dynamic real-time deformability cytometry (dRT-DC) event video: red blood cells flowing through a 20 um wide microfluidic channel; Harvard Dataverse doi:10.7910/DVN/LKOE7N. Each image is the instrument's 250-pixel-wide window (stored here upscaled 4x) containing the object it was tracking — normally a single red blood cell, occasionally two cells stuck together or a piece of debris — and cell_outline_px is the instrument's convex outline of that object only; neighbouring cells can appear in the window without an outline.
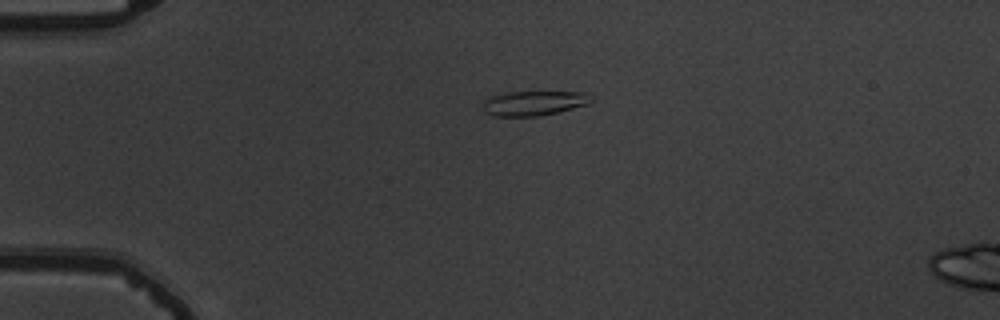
{"species": "common noctule bat (a hibernating species)", "species_latin": "Nyctalus noctula", "temperature_condition": "warm", "stored_images_in_passage": 42, "camera_frame_rate_fps": 3000, "um_per_image_px": 0.085, "animal": {"sex": "male", "body_mass_g": 19.5, "forearm_length_mm": 54.6}, "frame": {"image": 1, "passage_image": 1, "time_ms": 0.0, "image_size_px": [1000, 320], "cell_outline_px": [[592, 100], [588, 104], [540, 116], [492, 116], [484, 112], [480, 104], [480, 100], [488, 96], [508, 92], [588, 92], [592, 96]], "centroid_in_image_um": [45.28, 8.76], "position_along_channel_um": 39.7, "area_um2": 15.9}}
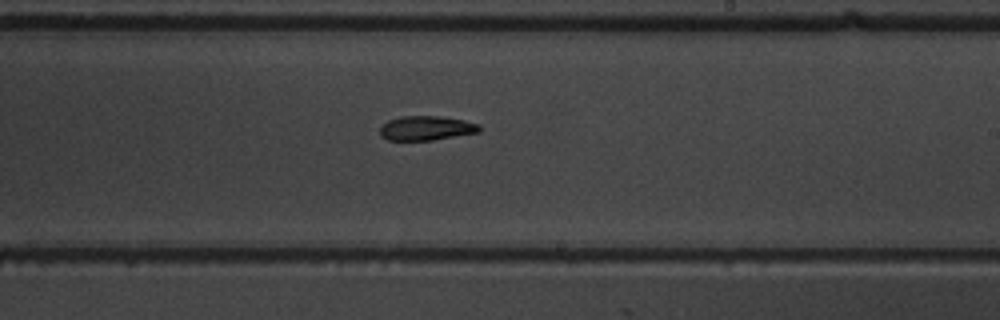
{"frame": {"image": 2, "passage_image": 21, "time_ms": 6.667, "image_size_px": [1000, 320], "cell_outline_px": [[480, 132], [432, 140], [388, 140], [380, 136], [380, 124], [388, 120], [400, 116], [440, 116], [464, 120], [480, 124]], "centroid_in_image_um": [36.21, 10.88], "position_along_channel_um": 252.8, "area_um2": 14.28}}
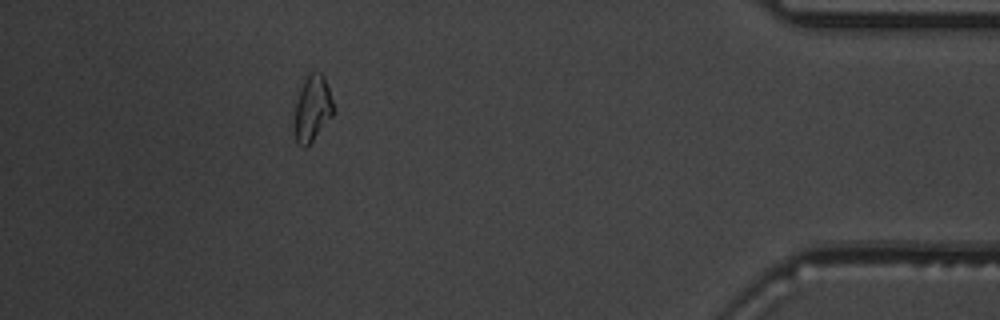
{"frame": {"image": 3, "passage_image": 37, "time_ms": 12.0, "image_size_px": [1000, 320], "cell_outline_px": [[336, 108], [332, 116], [312, 140], [304, 148], [296, 144], [292, 128], [296, 100], [300, 88], [308, 72], [320, 72], [324, 76]], "centroid_in_image_um": [26.52, 9.23], "position_along_channel_um": 408.7, "area_um2": 15.43}, "authors_computed_cell_mechanics": {"area_um2": 14.6812, "velocity_mm_per_s": 3.7747, "shape_relaxation_time_tau1_ms": 9.8999, "shape_relaxation_time_tau2_ms": null, "deformation_change_tau1": 0.2497, "deformation_change_tau2": null}}